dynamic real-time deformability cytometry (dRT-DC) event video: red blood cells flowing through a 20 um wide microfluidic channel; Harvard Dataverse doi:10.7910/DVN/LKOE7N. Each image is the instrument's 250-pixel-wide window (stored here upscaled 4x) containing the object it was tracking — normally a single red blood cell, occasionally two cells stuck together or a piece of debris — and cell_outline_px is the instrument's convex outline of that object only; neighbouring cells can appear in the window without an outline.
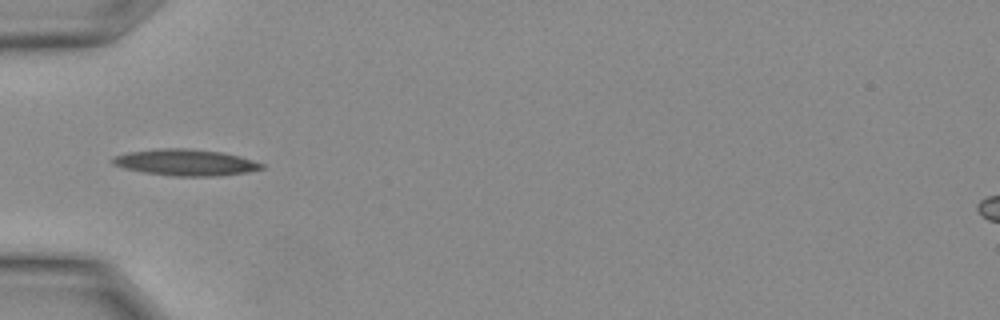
{"species": "Egyptian fruit bat (a non-hibernating species)", "species_latin": "Rousettus aegyptiacus", "temperature_condition": "warm", "stored_images_in_passage": 12, "camera_frame_rate_fps": 3000, "um_per_image_px": 0.085, "animal": {"sex": "female"}, "frame": {"image": 1, "passage_image": 1, "time_ms": 0.0, "image_size_px": [1000, 320], "cell_outline_px": [[264, 168], [248, 172], [216, 176], [172, 176], [144, 172], [124, 168], [112, 164], [112, 156], [128, 152], [160, 148], [188, 148], [220, 152], [240, 156], [264, 164]], "centroid_in_image_um": [15.76, 13.8], "position_along_channel_um": 69.2, "area_um2": 22.89}}
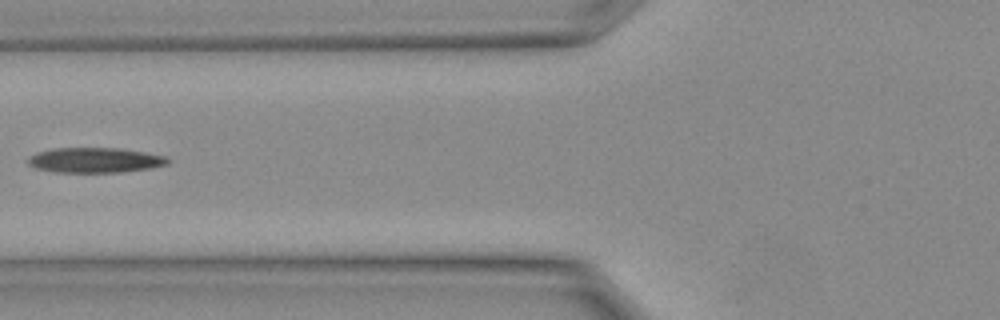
{"frame": {"image": 2, "passage_image": 3, "time_ms": 0.667, "image_size_px": [1000, 320], "cell_outline_px": [[172, 160], [168, 164], [152, 168], [120, 172], [52, 172], [36, 168], [28, 164], [28, 156], [36, 152], [52, 148], [120, 148], [168, 156]], "centroid_in_image_um": [8.09, 13.61], "position_along_channel_um": 117.7, "area_um2": 20.69}}
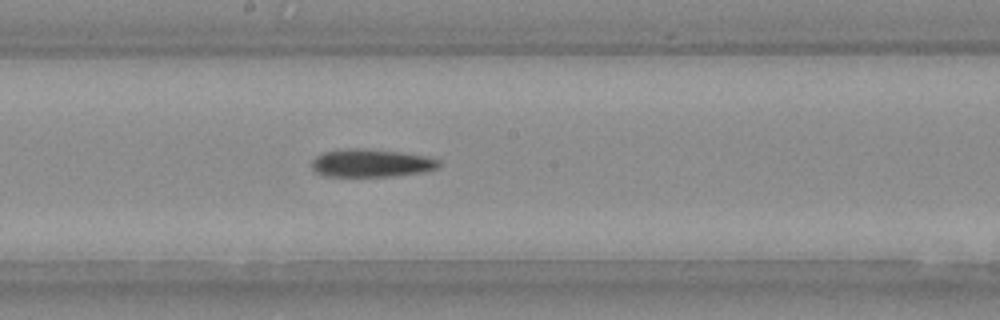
{"frame": {"image": 3, "passage_image": 7, "time_ms": 2.0, "image_size_px": [1000, 320], "cell_outline_px": [[440, 168], [424, 172], [388, 176], [324, 176], [316, 172], [312, 168], [312, 160], [316, 156], [324, 152], [348, 148], [360, 148], [400, 152], [424, 156], [440, 160]], "centroid_in_image_um": [31.55, 13.86], "position_along_channel_um": 216.6, "area_um2": 20.63}}